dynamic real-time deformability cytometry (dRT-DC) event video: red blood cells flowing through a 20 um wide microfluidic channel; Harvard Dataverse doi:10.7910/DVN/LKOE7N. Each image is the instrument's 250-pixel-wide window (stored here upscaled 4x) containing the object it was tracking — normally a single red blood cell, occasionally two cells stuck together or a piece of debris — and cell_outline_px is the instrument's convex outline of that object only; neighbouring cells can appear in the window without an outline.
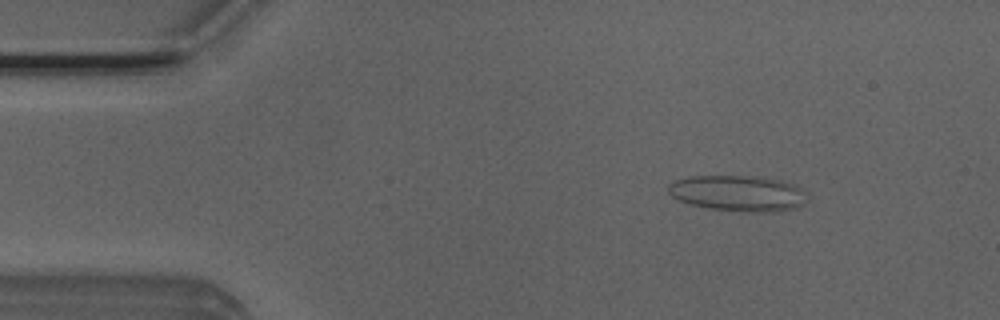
{"species": "Egyptian fruit bat (a non-hibernating species)", "species_latin": "Rousettus aegyptiacus", "temperature_condition": "room temperature", "stored_images_in_passage": 52, "camera_frame_rate_fps": 3000, "um_per_image_px": 0.085, "animal": {"sex": "male"}, "frame": {"image": 1, "passage_image": 7, "time_ms": 2.0, "image_size_px": [1000, 320], "cell_outline_px": [[800, 204], [792, 208], [776, 212], [752, 212], [712, 208], [692, 204], [680, 200], [672, 196], [668, 192], [668, 184], [672, 180], [692, 176], [764, 176], [780, 180], [792, 184], [800, 188]], "centroid_in_image_um": [62.62, 16.4], "position_along_channel_um": 22.4, "area_um2": 28.32}}
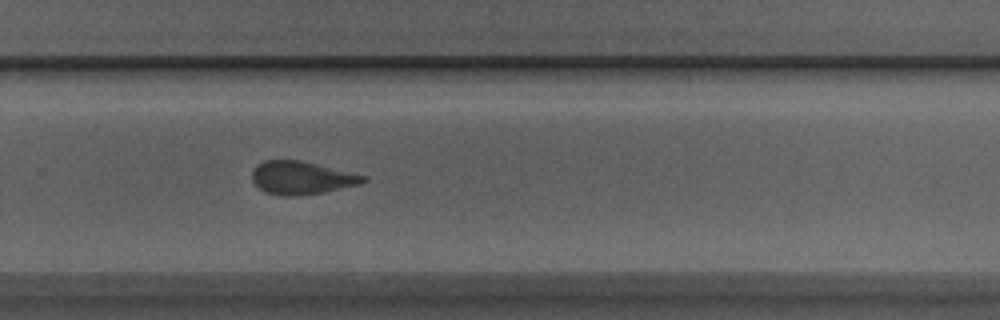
{"frame": {"image": 2, "passage_image": 34, "time_ms": 11.0, "image_size_px": [1000, 320], "cell_outline_px": [[368, 180], [360, 184], [324, 192], [296, 196], [284, 196], [264, 192], [252, 180], [252, 172], [256, 164], [264, 160], [300, 160], [368, 176]], "centroid_in_image_um": [25.63, 15.11], "position_along_channel_um": 304.2, "area_um2": 21.44}}
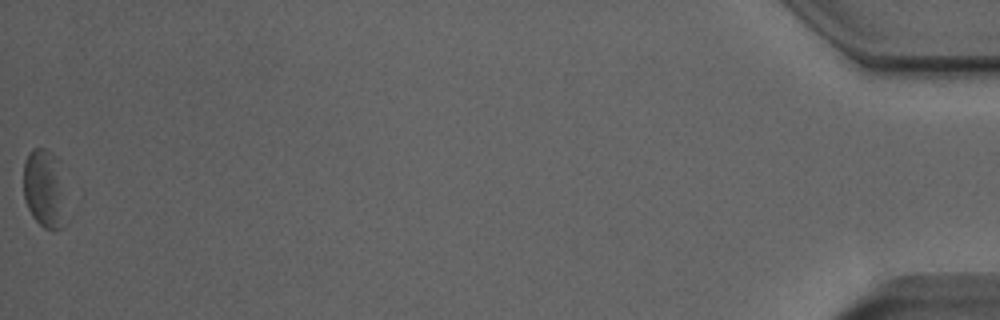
{"frame": {"image": 3, "passage_image": 52, "time_ms": 17.0, "image_size_px": [1000, 320], "cell_outline_px": [[68, 224], [64, 228], [44, 228], [32, 216], [28, 208], [24, 196], [24, 160], [32, 148], [44, 148], [60, 160]], "centroid_in_image_um": [3.82, 16.05], "position_along_channel_um": 431.4, "area_um2": 20.06}, "authors_computed_cell_mechanics": {"area_um2": 21.3282, "velocity_mm_per_s": 3.8821, "shape_relaxation_time_tau1_ms": 7.7544, "shape_relaxation_time_tau2_ms": 1.5165, "deformation_change_tau1": 0.1426, "deformation_change_tau2": 0.1046}}